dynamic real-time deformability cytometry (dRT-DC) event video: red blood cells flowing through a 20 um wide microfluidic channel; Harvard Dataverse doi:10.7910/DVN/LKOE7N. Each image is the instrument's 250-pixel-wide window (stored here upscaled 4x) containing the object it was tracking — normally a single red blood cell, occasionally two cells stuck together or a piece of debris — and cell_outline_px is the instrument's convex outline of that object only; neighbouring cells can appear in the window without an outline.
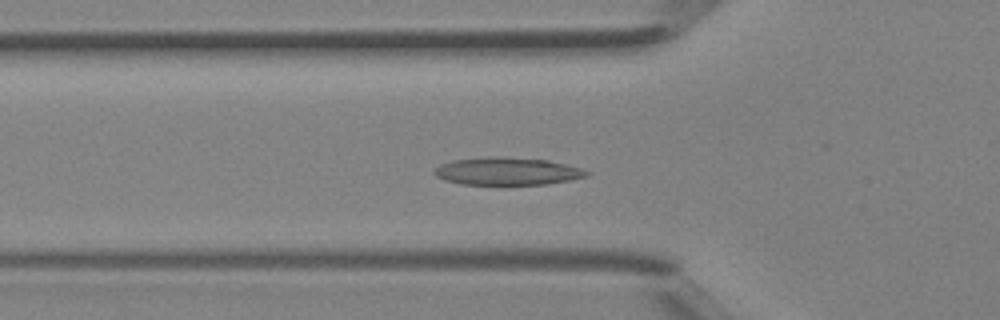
{"species": "Egyptian fruit bat (a non-hibernating species)", "species_latin": "Rousettus aegyptiacus", "temperature_condition": "room temperature", "stored_images_in_passage": 32, "camera_frame_rate_fps": 3000, "um_per_image_px": 0.085, "animal": {"sex": "female"}, "frame": {"image": 1, "passage_image": 4, "time_ms": 1.0, "image_size_px": [1000, 320], "cell_outline_px": [[588, 176], [548, 184], [460, 184], [444, 180], [436, 176], [432, 172], [440, 164], [452, 160], [488, 156], [500, 156], [548, 160], [580, 168], [588, 172]], "centroid_in_image_um": [43.05, 14.55], "position_along_channel_um": 82.7, "area_um2": 24.45}}
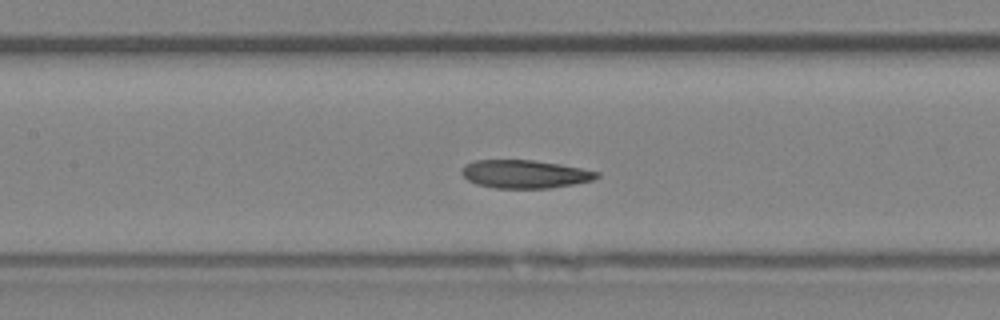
{"frame": {"image": 2, "passage_image": 9, "time_ms": 2.667, "image_size_px": [1000, 320], "cell_outline_px": [[600, 176], [592, 180], [572, 184], [548, 188], [496, 188], [476, 184], [468, 180], [460, 172], [460, 168], [464, 164], [476, 160], [532, 160], [560, 164], [600, 172]], "centroid_in_image_um": [44.57, 14.79], "position_along_channel_um": 162.8, "area_um2": 22.14}}
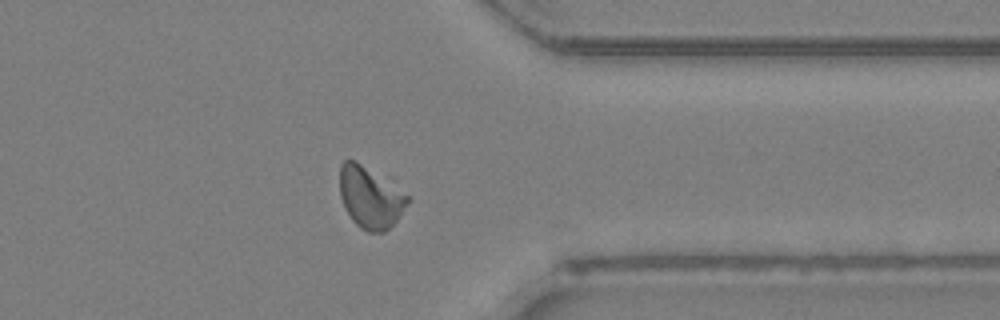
{"frame": {"image": 3, "passage_image": 23, "time_ms": 7.333, "image_size_px": [1000, 320], "cell_outline_px": [[412, 196], [408, 204], [396, 220], [384, 232], [368, 232], [360, 228], [352, 220], [344, 208], [340, 196], [340, 164], [344, 160], [356, 160], [392, 176]], "centroid_in_image_um": [31.55, 16.68], "position_along_channel_um": 379.8, "area_um2": 25.89}}